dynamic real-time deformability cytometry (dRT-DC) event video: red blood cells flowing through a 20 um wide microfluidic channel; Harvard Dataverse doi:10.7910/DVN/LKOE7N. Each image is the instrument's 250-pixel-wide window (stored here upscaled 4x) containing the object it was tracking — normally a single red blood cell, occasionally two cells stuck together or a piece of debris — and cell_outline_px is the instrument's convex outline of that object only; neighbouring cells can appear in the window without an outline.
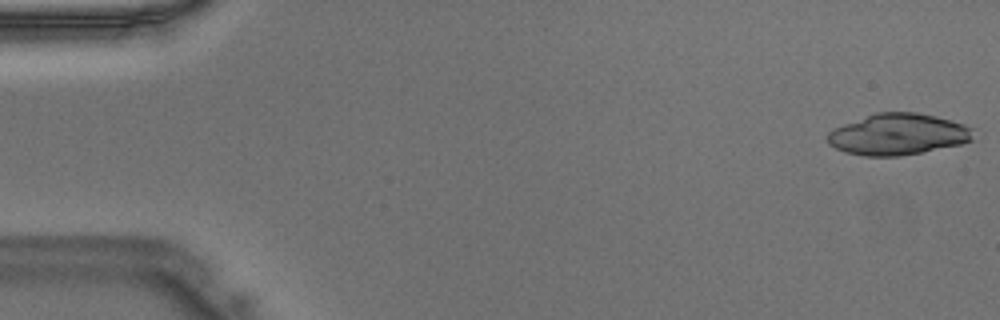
{"species": "Egyptian fruit bat (a non-hibernating species)", "species_latin": "Rousettus aegyptiacus", "temperature_condition": "warm", "stored_images_in_passage": 46, "camera_frame_rate_fps": 3000, "um_per_image_px": 0.085, "animal": {"sex": "male"}, "frame": {"image": 1, "passage_image": 1, "time_ms": 0.0, "image_size_px": [1000, 320], "cell_outline_px": [[972, 140], [960, 144], [900, 156], [864, 156], [844, 152], [828, 144], [828, 132], [832, 128], [876, 112], [916, 112], [936, 116], [952, 120], [964, 124], [972, 128]], "centroid_in_image_um": [76.3, 11.41], "position_along_channel_um": 8.7, "area_um2": 35.03}}
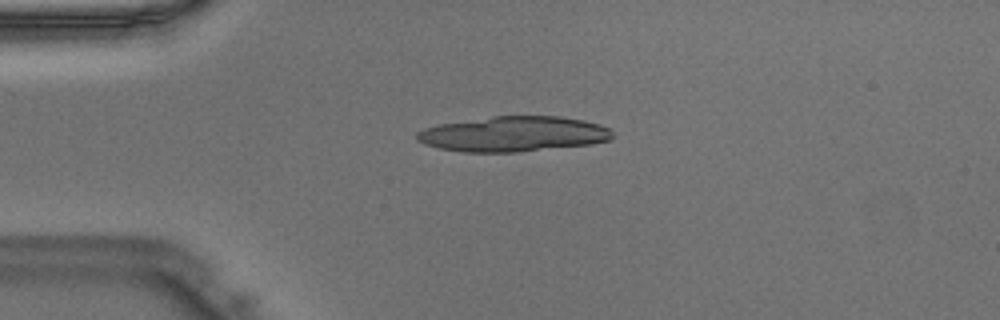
{"frame": {"image": 2, "passage_image": 11, "time_ms": 3.333, "image_size_px": [1000, 320], "cell_outline_px": [[612, 140], [592, 144], [516, 152], [464, 152], [440, 148], [424, 144], [416, 140], [416, 132], [424, 128], [440, 124], [492, 116], [560, 116], [584, 120], [600, 124], [608, 128], [612, 132]], "centroid_in_image_um": [43.65, 11.39], "position_along_channel_um": 41.4, "area_um2": 40.23}}